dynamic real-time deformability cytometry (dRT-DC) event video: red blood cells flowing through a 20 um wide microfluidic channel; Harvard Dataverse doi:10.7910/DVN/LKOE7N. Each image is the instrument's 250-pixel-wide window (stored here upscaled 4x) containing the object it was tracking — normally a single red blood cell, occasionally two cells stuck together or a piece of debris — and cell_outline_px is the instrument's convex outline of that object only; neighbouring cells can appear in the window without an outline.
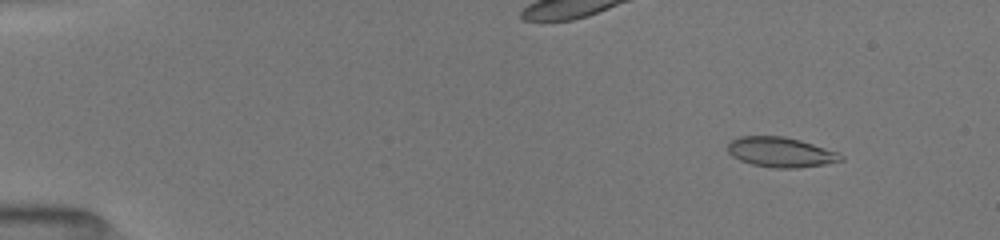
{"species": "common noctule bat (a hibernating species)", "species_latin": "Nyctalus noctula", "temperature_condition": "room temperature", "stored_images_in_passage": 52, "camera_frame_rate_fps": 3000, "um_per_image_px": 0.085, "animal": {"sex": "female", "body_mass_g": 19.5, "forearm_length_mm": 54.1}, "frame": {"image": 1, "passage_image": 6, "time_ms": 1.667, "image_size_px": [1000, 240], "cell_outline_px": [[844, 160], [824, 164], [796, 168], [772, 168], [752, 164], [740, 160], [732, 156], [728, 152], [728, 144], [732, 140], [740, 136], [784, 136], [800, 140], [836, 152], [844, 156]], "centroid_in_image_um": [66.34, 12.94], "position_along_channel_um": 18.7, "area_um2": 19.59}}
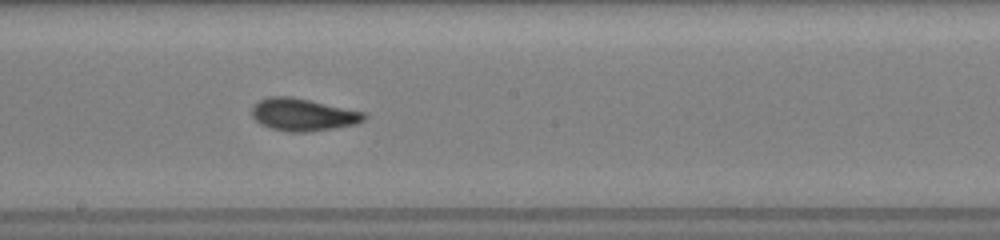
{"frame": {"image": 2, "passage_image": 30, "time_ms": 9.667, "image_size_px": [1000, 240], "cell_outline_px": [[368, 116], [364, 120], [356, 124], [308, 132], [288, 132], [272, 128], [260, 124], [252, 116], [252, 108], [260, 100], [268, 96], [292, 96], [364, 112]], "centroid_in_image_um": [25.75, 9.74], "position_along_channel_um": 222.4, "area_um2": 21.1}}
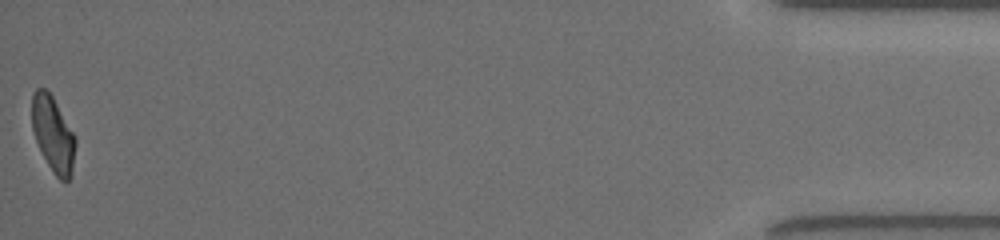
{"frame": {"image": 3, "passage_image": 52, "time_ms": 17.0, "image_size_px": [1000, 240], "cell_outline_px": [[76, 144], [72, 176], [68, 180], [60, 180], [52, 172], [36, 140], [32, 128], [32, 92], [36, 88], [44, 88], [52, 96], [76, 136]], "centroid_in_image_um": [4.53, 11.41], "position_along_channel_um": 430.7, "area_um2": 19.13}, "authors_computed_cell_mechanics": {"area_um2": 19.9121, "velocity_mm_per_s": 4.0166, "shape_relaxation_time_tau1_ms": 4.577, "shape_relaxation_time_tau2_ms": 1.5766, "deformation_change_tau1": 0.1525, "deformation_change_tau2": 0.0757}}